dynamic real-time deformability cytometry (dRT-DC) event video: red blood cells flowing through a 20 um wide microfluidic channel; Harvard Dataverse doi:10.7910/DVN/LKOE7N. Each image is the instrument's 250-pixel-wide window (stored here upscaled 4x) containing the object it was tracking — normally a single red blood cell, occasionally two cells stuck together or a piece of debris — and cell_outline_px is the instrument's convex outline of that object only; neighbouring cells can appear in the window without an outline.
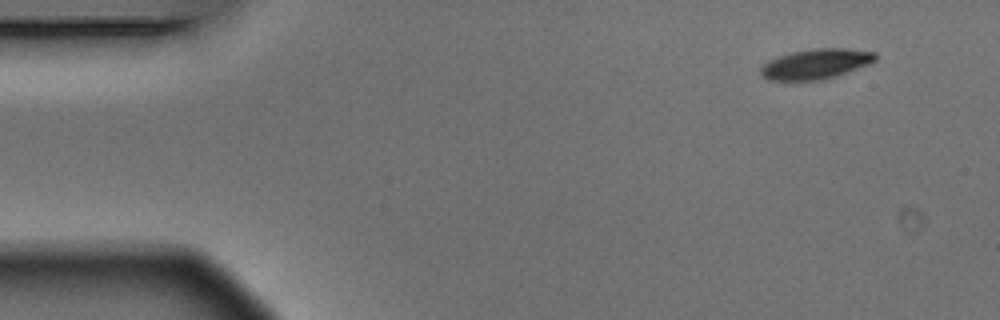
{"species": "Egyptian fruit bat (a non-hibernating species)", "species_latin": "Rousettus aegyptiacus", "temperature_condition": "warm", "stored_images_in_passage": 3, "camera_frame_rate_fps": 3000, "um_per_image_px": 0.085, "animal": {"sex": "male"}, "frame": {"image": 1, "passage_image": 1, "time_ms": 0.0, "image_size_px": [1000, 320], "cell_outline_px": [[876, 60], [868, 64], [836, 76], [820, 80], [768, 80], [760, 72], [760, 68], [768, 60], [792, 52], [812, 48], [844, 48], [876, 52]], "centroid_in_image_um": [69.35, 5.43], "position_along_channel_um": 15.7, "area_um2": 19.94}}
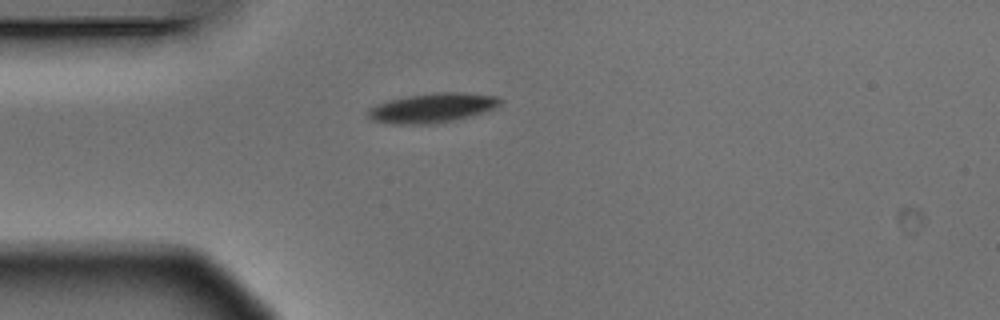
{"frame": {"image": 2, "passage_image": 3, "time_ms": 0.667, "image_size_px": [1000, 320], "cell_outline_px": [[504, 100], [496, 108], [468, 116], [452, 120], [432, 124], [392, 124], [372, 120], [368, 116], [368, 108], [376, 104], [388, 100], [408, 96], [436, 92], [464, 92], [500, 96]], "centroid_in_image_um": [36.76, 9.16], "position_along_channel_um": 48.2, "area_um2": 22.77}}